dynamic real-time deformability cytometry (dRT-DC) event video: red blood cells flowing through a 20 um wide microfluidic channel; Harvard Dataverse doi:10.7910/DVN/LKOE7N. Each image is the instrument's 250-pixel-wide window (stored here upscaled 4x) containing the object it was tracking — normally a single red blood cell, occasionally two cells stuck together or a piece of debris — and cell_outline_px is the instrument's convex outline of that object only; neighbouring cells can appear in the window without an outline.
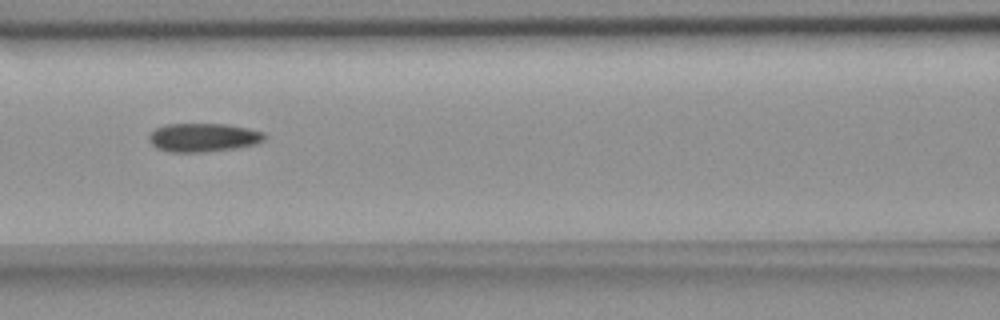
{"species": "common noctule bat (a hibernating species)", "species_latin": "Nyctalus noctula", "temperature_condition": "room temperature", "stored_images_in_passage": 10, "segment_of_instrument_passage": [1, 2], "camera_frame_rate_fps": 3000, "um_per_image_px": 0.085, "animal": {"sex": "female", "body_mass_g": 18.4}, "frame": {"image": 1, "passage_image": 5, "time_ms": 4.333, "image_size_px": [1000, 320], "cell_outline_px": [[264, 140], [256, 144], [236, 148], [204, 152], [172, 152], [156, 148], [148, 140], [148, 136], [156, 128], [164, 124], [228, 124], [248, 128], [264, 132]], "centroid_in_image_um": [17.27, 11.68], "position_along_channel_um": 149.3, "area_um2": 19.31}}
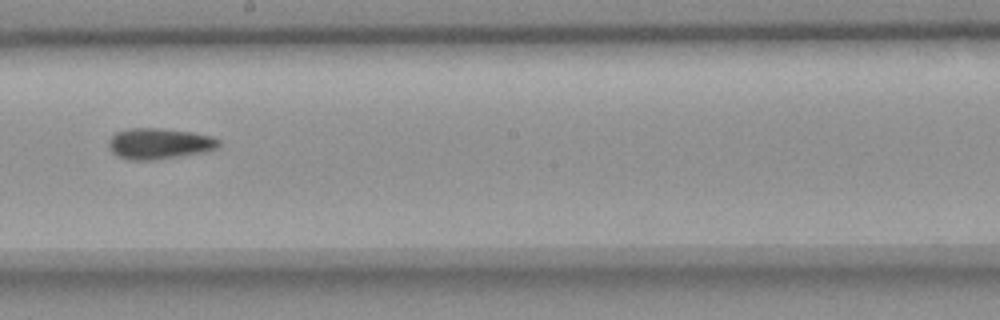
{"frame": {"image": 2, "passage_image": 7, "time_ms": 6.667, "image_size_px": [1000, 320], "cell_outline_px": [[220, 144], [216, 148], [204, 152], [156, 160], [128, 160], [116, 156], [108, 148], [108, 140], [116, 132], [128, 128], [160, 128], [192, 132], [212, 136], [220, 140]], "centroid_in_image_um": [13.5, 12.21], "position_along_channel_um": 234.7, "area_um2": 20.06}}
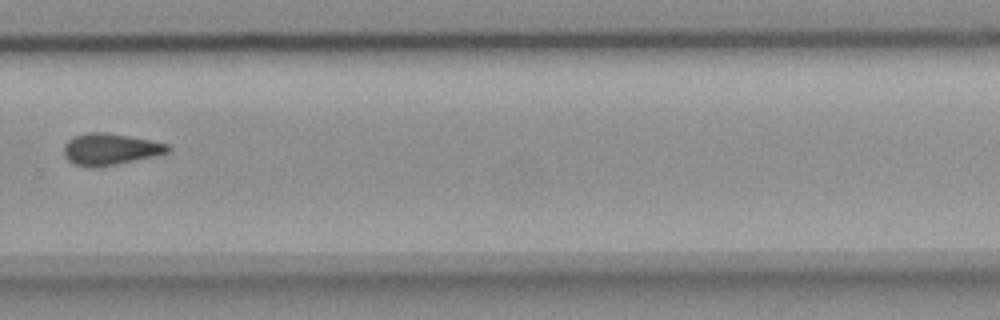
{"frame": {"image": 3, "passage_image": 9, "time_ms": 9.0, "image_size_px": [1000, 320], "cell_outline_px": [[172, 148], [168, 152], [156, 156], [96, 168], [84, 168], [72, 164], [64, 156], [64, 144], [68, 140], [76, 136], [88, 132], [108, 132], [152, 140], [168, 144]], "centroid_in_image_um": [9.36, 12.69], "position_along_channel_um": 320.4, "area_um2": 19.48}}